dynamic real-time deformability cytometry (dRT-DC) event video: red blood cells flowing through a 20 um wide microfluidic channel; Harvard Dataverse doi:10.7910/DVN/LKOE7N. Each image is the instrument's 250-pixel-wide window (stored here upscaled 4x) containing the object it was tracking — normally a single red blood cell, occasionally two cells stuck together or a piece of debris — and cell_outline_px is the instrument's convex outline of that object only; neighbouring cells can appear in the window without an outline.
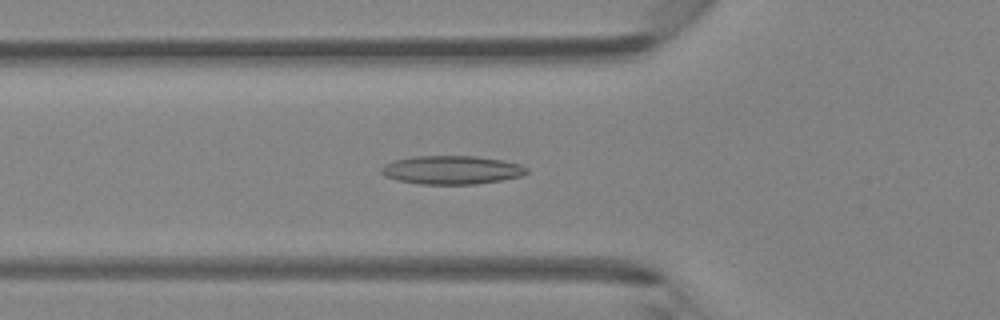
{"species": "Egyptian fruit bat (a non-hibernating species)", "species_latin": "Rousettus aegyptiacus", "temperature_condition": "room temperature", "stored_images_in_passage": 37, "camera_frame_rate_fps": 3000, "um_per_image_px": 0.085, "animal": {"sex": "female"}, "frame": {"image": 1, "passage_image": 8, "time_ms": 2.333, "image_size_px": [1000, 320], "cell_outline_px": [[528, 172], [520, 176], [504, 180], [476, 184], [420, 184], [396, 180], [384, 176], [380, 172], [380, 168], [384, 164], [396, 160], [416, 156], [476, 156], [500, 160], [520, 164], [528, 168]], "centroid_in_image_um": [38.38, 14.45], "position_along_channel_um": 87.4, "area_um2": 24.22}}
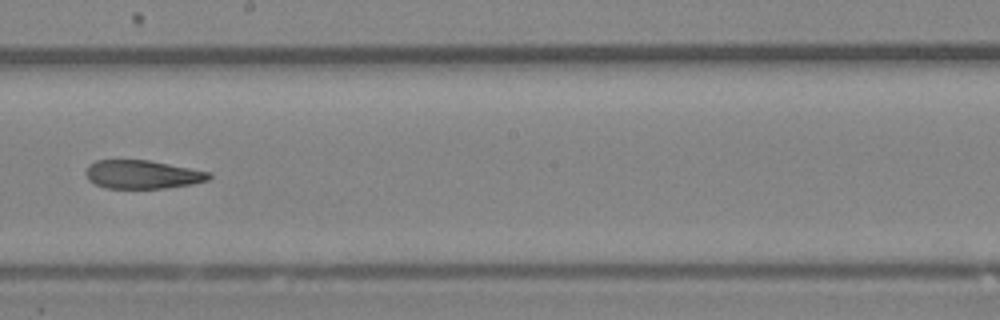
{"frame": {"image": 2, "passage_image": 18, "time_ms": 5.667, "image_size_px": [1000, 320], "cell_outline_px": [[212, 176], [208, 180], [192, 184], [164, 188], [104, 188], [88, 180], [84, 172], [88, 164], [96, 160], [148, 160], [212, 172]], "centroid_in_image_um": [12.09, 14.82], "position_along_channel_um": 236.1, "area_um2": 20.58}}
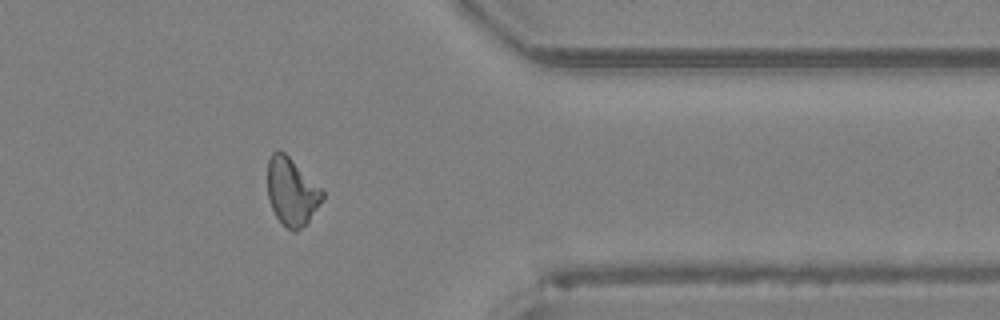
{"frame": {"image": 3, "passage_image": 29, "time_ms": 9.333, "image_size_px": [1000, 320], "cell_outline_px": [[324, 196], [308, 224], [296, 232], [292, 232], [276, 216], [268, 200], [268, 160], [272, 152], [284, 152], [324, 192]], "centroid_in_image_um": [24.79, 16.34], "position_along_channel_um": 386.6, "area_um2": 21.27}}